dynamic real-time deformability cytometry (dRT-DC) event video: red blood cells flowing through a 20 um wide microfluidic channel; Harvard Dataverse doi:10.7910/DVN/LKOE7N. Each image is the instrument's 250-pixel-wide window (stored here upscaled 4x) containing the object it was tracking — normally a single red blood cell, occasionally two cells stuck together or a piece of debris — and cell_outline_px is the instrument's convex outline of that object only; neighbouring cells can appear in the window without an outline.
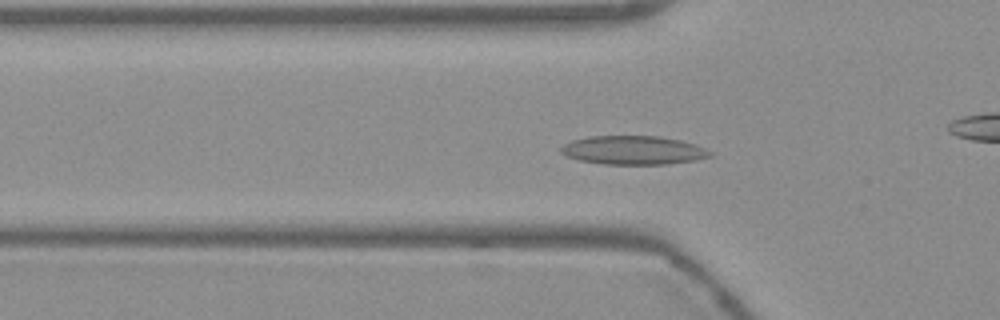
{"species": "Egyptian fruit bat (a non-hibernating species)", "species_latin": "Rousettus aegyptiacus", "temperature_condition": "warm", "stored_images_in_passage": 45, "camera_frame_rate_fps": 3000, "um_per_image_px": 0.085, "frame": {"image": 1, "passage_image": 7, "time_ms": 2.0, "image_size_px": [1000, 320], "cell_outline_px": [[712, 156], [696, 160], [668, 164], [604, 164], [580, 160], [568, 156], [560, 152], [560, 148], [564, 144], [572, 140], [588, 136], [660, 136], [680, 140], [696, 144], [712, 152]], "centroid_in_image_um": [53.85, 12.76], "position_along_channel_um": 71.9, "area_um2": 24.97}}
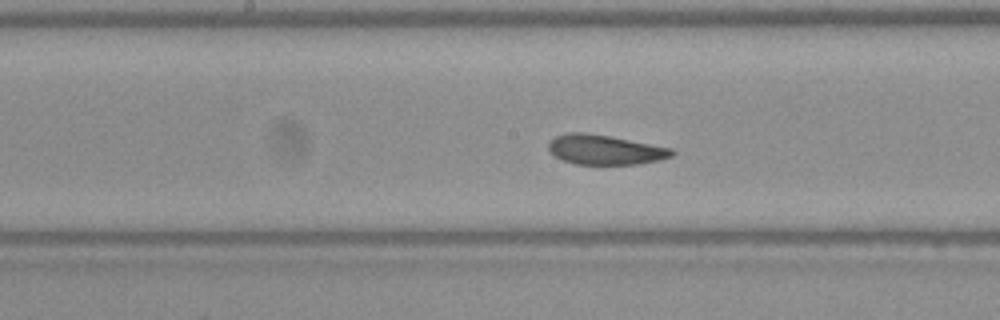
{"frame": {"image": 2, "passage_image": 17, "time_ms": 5.333, "image_size_px": [1000, 320], "cell_outline_px": [[676, 152], [672, 156], [660, 160], [636, 164], [576, 164], [564, 160], [548, 152], [548, 144], [556, 136], [568, 132], [584, 132], [608, 136], [672, 148]], "centroid_in_image_um": [51.42, 12.73], "position_along_channel_um": 196.8, "area_um2": 21.21}}
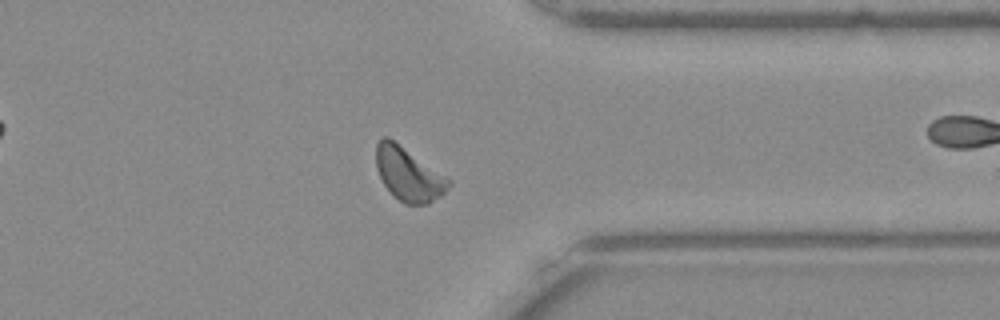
{"frame": {"image": 3, "passage_image": 32, "time_ms": 10.333, "image_size_px": [1000, 320], "cell_outline_px": [[452, 184], [440, 196], [428, 204], [404, 204], [384, 184], [376, 168], [376, 144], [380, 136], [388, 136], [452, 180]], "centroid_in_image_um": [34.72, 14.78], "position_along_channel_um": 376.7, "area_um2": 22.43}, "authors_computed_cell_mechanics": {"area_um2": 21.964, "velocity_mm_per_s": 3.7183, "shape_relaxation_time_tau1_ms": 5.841, "shape_relaxation_time_tau2_ms": 2.3624, "deformation_change_tau1": 0.1449, "deformation_change_tau2": 0.0967}}